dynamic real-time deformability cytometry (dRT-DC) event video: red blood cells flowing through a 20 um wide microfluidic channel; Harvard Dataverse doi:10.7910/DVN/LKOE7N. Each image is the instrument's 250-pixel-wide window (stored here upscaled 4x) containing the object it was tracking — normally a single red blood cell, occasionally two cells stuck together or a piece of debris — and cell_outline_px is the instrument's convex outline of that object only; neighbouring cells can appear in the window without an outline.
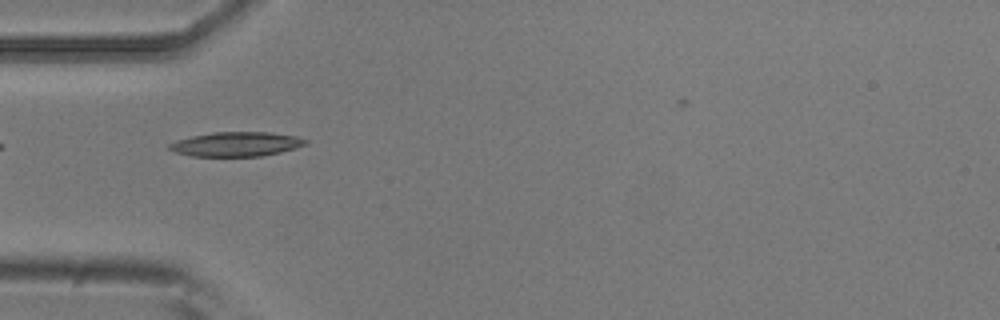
{"species": "common noctule bat (a hibernating species)", "species_latin": "Nyctalus noctula", "temperature_condition": "room temperature", "stored_images_in_passage": 7, "camera_frame_rate_fps": 3000, "um_per_image_px": 0.085, "animal": {"sex": "male", "body_mass_g": 20.5, "forearm_length_mm": 52.5}, "frame": {"image": 1, "passage_image": 5, "time_ms": 1.333, "image_size_px": [1000, 320], "cell_outline_px": [[308, 144], [280, 152], [260, 156], [192, 156], [176, 152], [168, 148], [168, 144], [176, 140], [192, 136], [212, 132], [268, 132], [296, 136], [308, 140]], "centroid_in_image_um": [20.08, 12.25], "position_along_channel_um": 64.9, "area_um2": 19.31}}
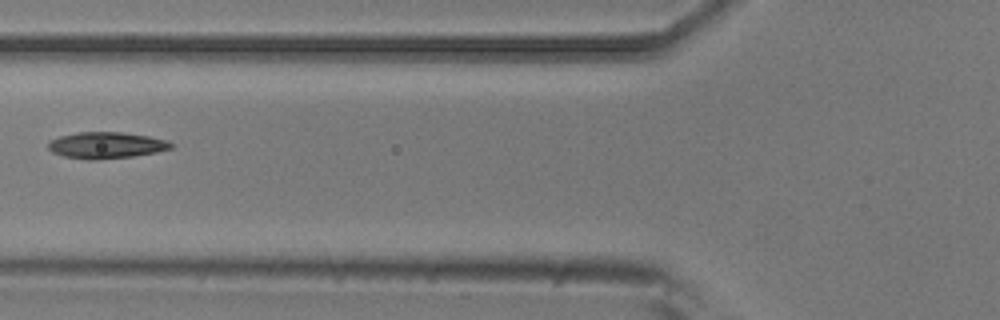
{"frame": {"image": 2, "passage_image": 6, "time_ms": 1.667, "image_size_px": [1000, 320], "cell_outline_px": [[172, 148], [156, 152], [132, 156], [96, 160], [88, 160], [64, 156], [52, 152], [48, 148], [48, 140], [60, 136], [80, 132], [120, 132], [148, 136], [168, 140], [172, 144]], "centroid_in_image_um": [9.0, 12.34], "position_along_channel_um": 116.8, "area_um2": 18.84}}
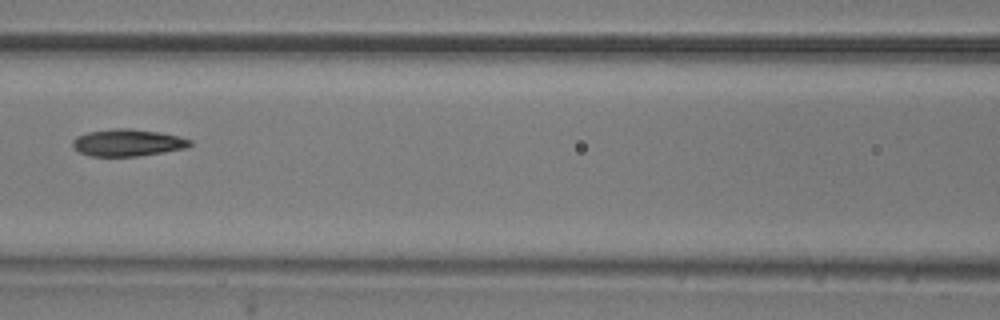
{"frame": {"image": 3, "passage_image": 7, "time_ms": 2.0, "image_size_px": [1000, 320], "cell_outline_px": [[192, 144], [188, 148], [140, 156], [88, 156], [72, 148], [72, 140], [76, 136], [88, 132], [116, 128], [128, 128], [160, 132], [180, 136], [192, 140]], "centroid_in_image_um": [10.86, 12.13], "position_along_channel_um": 155.7, "area_um2": 18.73}}